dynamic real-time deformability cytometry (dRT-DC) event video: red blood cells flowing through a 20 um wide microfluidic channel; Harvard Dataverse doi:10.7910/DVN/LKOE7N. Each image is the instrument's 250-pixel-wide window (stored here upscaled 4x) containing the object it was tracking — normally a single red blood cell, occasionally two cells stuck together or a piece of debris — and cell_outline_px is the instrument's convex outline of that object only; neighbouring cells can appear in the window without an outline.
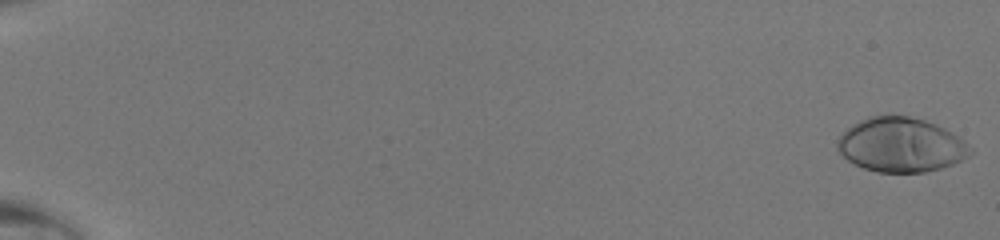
{"species": "human", "species_latin": "Homo sapiens", "temperature_condition": "room temperature", "stored_images_in_passage": 49, "camera_frame_rate_fps": 3000, "um_per_image_px": 0.085, "donor": {"sex": "male"}, "frame": {"image": 1, "passage_image": 1, "time_ms": 0.0, "image_size_px": [1000, 240], "cell_outline_px": [[972, 152], [968, 156], [952, 164], [940, 168], [924, 172], [876, 172], [864, 168], [848, 160], [836, 148], [836, 140], [852, 124], [868, 116], [908, 116], [924, 120], [936, 124], [960, 136], [972, 148]], "centroid_in_image_um": [76.58, 12.31], "position_along_channel_um": 8.4, "area_um2": 41.96}}
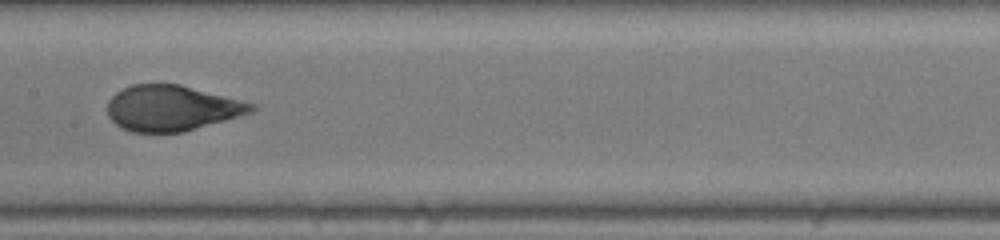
{"frame": {"image": 2, "passage_image": 28, "time_ms": 9.0, "image_size_px": [1000, 240], "cell_outline_px": [[256, 108], [252, 112], [184, 132], [132, 132], [120, 128], [108, 116], [108, 100], [116, 92], [132, 84], [180, 84], [244, 100], [256, 104]], "centroid_in_image_um": [14.61, 9.18], "position_along_channel_um": 192.8, "area_um2": 38.32}}
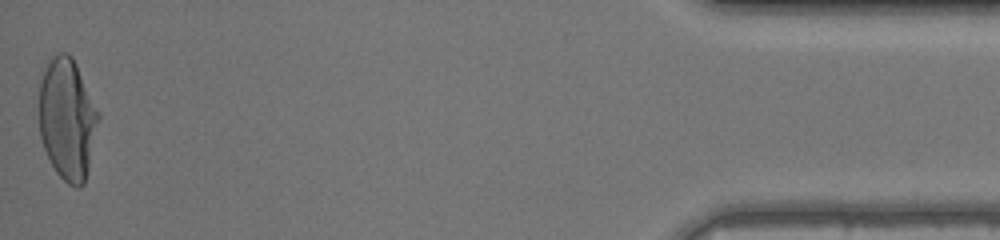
{"frame": {"image": 3, "passage_image": 49, "time_ms": 16.0, "image_size_px": [1000, 240], "cell_outline_px": [[100, 120], [84, 184], [80, 188], [76, 188], [68, 184], [56, 172], [44, 148], [40, 136], [36, 80], [52, 56], [60, 52], [68, 52], [72, 56], [100, 112]], "centroid_in_image_um": [5.69, 10.05], "position_along_channel_um": 429.5, "area_um2": 43.12}}